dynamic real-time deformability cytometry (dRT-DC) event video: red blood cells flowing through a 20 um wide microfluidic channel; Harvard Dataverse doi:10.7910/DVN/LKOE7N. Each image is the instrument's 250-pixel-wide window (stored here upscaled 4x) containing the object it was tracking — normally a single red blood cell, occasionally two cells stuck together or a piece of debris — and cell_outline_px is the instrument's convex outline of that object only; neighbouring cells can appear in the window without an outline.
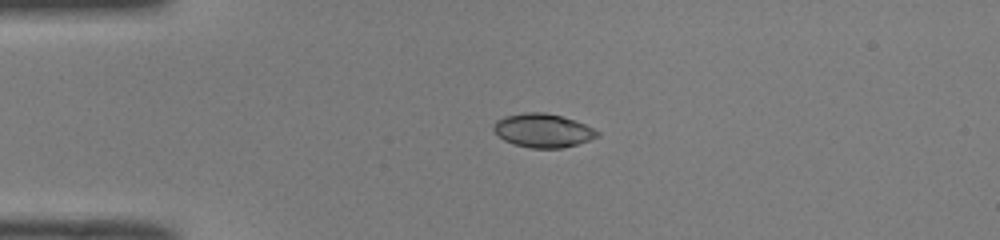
{"species": "common noctule bat (a hibernating species)", "species_latin": "Nyctalus noctula", "temperature_condition": "room temperature", "stored_images_in_passage": 51, "camera_frame_rate_fps": 3000, "um_per_image_px": 0.085, "animal": {"sex": "male", "body_mass_g": 19.0, "forearm_length_mm": 50.8}, "frame": {"image": 1, "passage_image": 12, "time_ms": 3.667, "image_size_px": [1000, 240], "cell_outline_px": [[600, 136], [564, 148], [532, 148], [512, 144], [504, 140], [492, 128], [496, 120], [504, 116], [524, 112], [544, 112], [560, 116], [584, 124], [600, 132]], "centroid_in_image_um": [46.13, 11.09], "position_along_channel_um": 38.9, "area_um2": 20.23}}
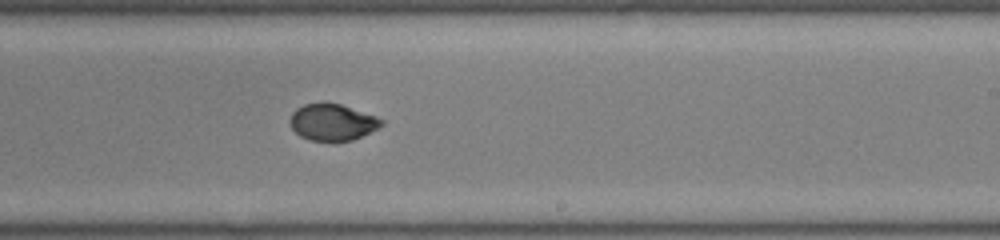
{"frame": {"image": 2, "passage_image": 31, "time_ms": 10.0, "image_size_px": [1000, 240], "cell_outline_px": [[384, 124], [352, 140], [312, 140], [300, 136], [292, 128], [288, 120], [292, 112], [296, 108], [304, 104], [324, 100], [340, 104], [376, 116], [384, 120]], "centroid_in_image_um": [28.2, 10.34], "position_along_channel_um": 260.8, "area_um2": 19.54}}
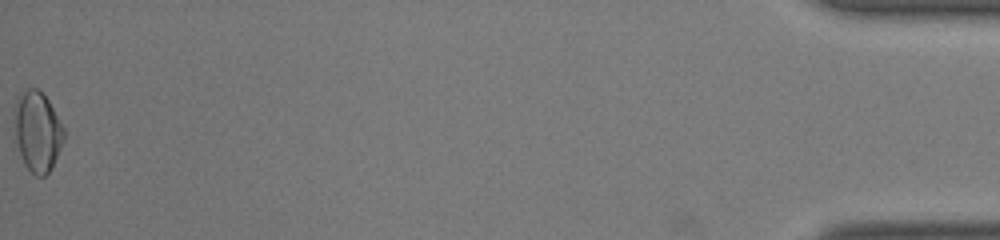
{"frame": {"image": 3, "passage_image": 51, "time_ms": 16.667, "image_size_px": [1000, 240], "cell_outline_px": [[64, 140], [48, 172], [44, 176], [36, 176], [24, 164], [20, 156], [16, 140], [12, 108], [16, 96], [28, 88], [36, 88], [48, 100], [64, 128]], "centroid_in_image_um": [3.13, 11.13], "position_along_channel_um": 432.1, "area_um2": 23.12}, "authors_computed_cell_mechanics": {"area_um2": 20.2878, "velocity_mm_per_s": 4.0202, "shape_relaxation_time_tau1_ms": 5.0776, "shape_relaxation_time_tau2_ms": 1.381, "deformation_change_tau1": 0.171, "deformation_change_tau2": 0.0377}}